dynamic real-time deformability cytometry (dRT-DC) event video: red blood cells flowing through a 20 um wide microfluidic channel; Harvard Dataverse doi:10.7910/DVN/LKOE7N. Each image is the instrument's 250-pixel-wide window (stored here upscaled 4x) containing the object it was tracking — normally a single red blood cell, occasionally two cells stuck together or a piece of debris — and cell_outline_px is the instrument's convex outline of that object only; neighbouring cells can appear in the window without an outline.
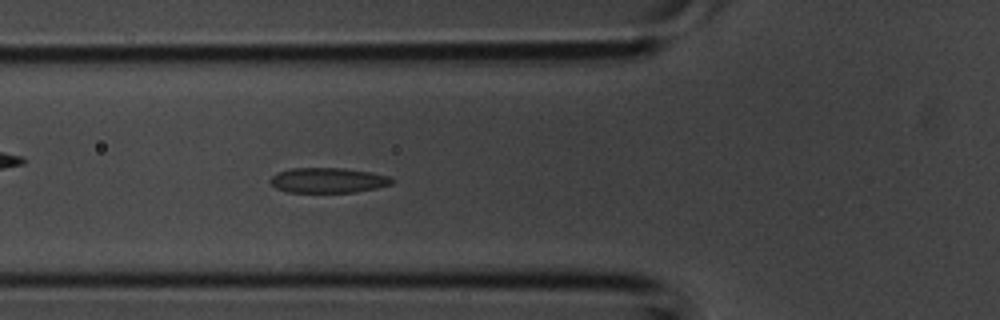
{"species": "common noctule bat (a hibernating species)", "species_latin": "Nyctalus noctula", "temperature_condition": "room temperature", "stored_images_in_passage": 39, "camera_frame_rate_fps": 3000, "um_per_image_px": 0.085, "animal": {"sex": "male", "body_mass_g": 20.1, "forearm_length_mm": 53.5}, "frame": {"image": 1, "passage_image": 13, "time_ms": 4.0, "image_size_px": [1000, 320], "cell_outline_px": [[392, 184], [376, 188], [352, 192], [288, 192], [276, 188], [268, 180], [276, 172], [292, 168], [344, 168], [368, 172], [388, 176], [392, 180]], "centroid_in_image_um": [27.82, 15.32], "position_along_channel_um": 98.0, "area_um2": 17.63}}
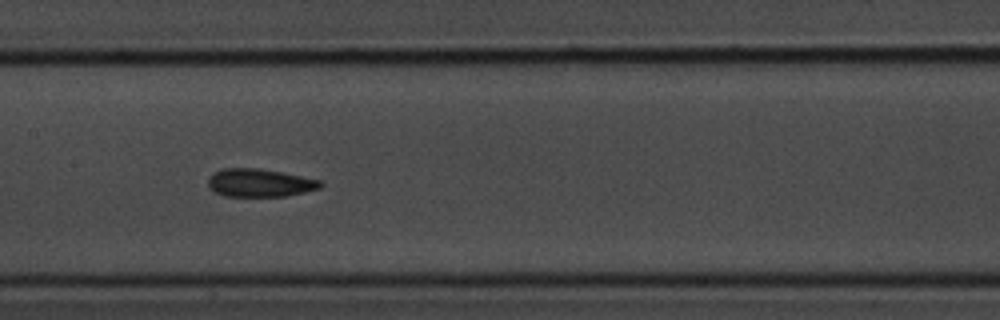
{"frame": {"image": 2, "passage_image": 18, "time_ms": 5.667, "image_size_px": [1000, 320], "cell_outline_px": [[324, 184], [320, 188], [304, 192], [284, 196], [224, 196], [216, 192], [208, 184], [208, 176], [212, 172], [224, 168], [260, 168], [284, 172], [320, 180]], "centroid_in_image_um": [22.08, 15.52], "position_along_channel_um": 185.3, "area_um2": 18.44}}
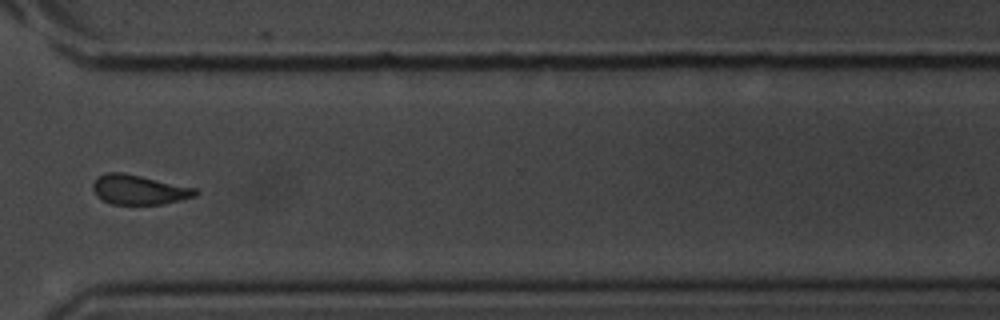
{"frame": {"image": 3, "passage_image": 28, "time_ms": 9.0, "image_size_px": [1000, 320], "cell_outline_px": [[200, 192], [196, 196], [164, 204], [112, 204], [96, 196], [92, 188], [92, 184], [96, 176], [108, 172], [120, 172], [140, 176], [196, 188]], "centroid_in_image_um": [11.8, 16.12], "position_along_channel_um": 358.8, "area_um2": 17.69}}